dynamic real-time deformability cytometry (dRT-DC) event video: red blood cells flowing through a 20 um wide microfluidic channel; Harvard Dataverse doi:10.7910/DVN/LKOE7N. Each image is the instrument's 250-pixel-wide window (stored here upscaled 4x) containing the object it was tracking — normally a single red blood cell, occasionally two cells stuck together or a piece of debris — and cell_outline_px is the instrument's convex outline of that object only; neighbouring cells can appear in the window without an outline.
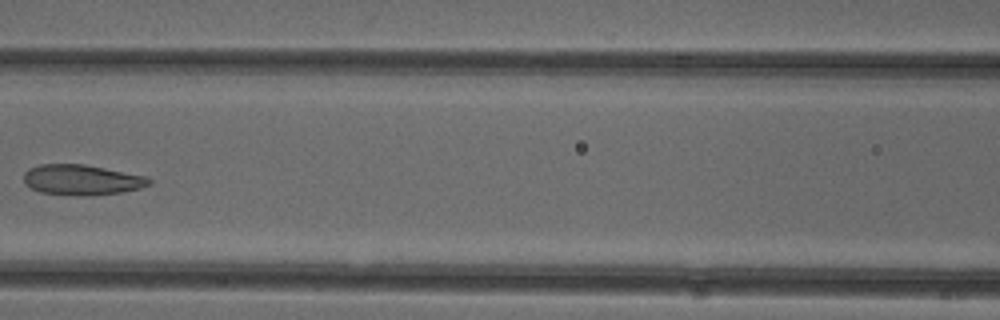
{"species": "common noctule bat (a hibernating species)", "species_latin": "Nyctalus noctula", "temperature_condition": "cold", "stored_images_in_passage": 7, "camera_frame_rate_fps": 3000, "um_per_image_px": 0.085, "animal": {"sex": "female"}, "frame": {"image": 1, "passage_image": 6, "time_ms": 1.667, "image_size_px": [1000, 320], "cell_outline_px": [[152, 184], [140, 188], [120, 192], [92, 196], [88, 196], [40, 192], [24, 184], [24, 172], [28, 168], [40, 164], [84, 164], [148, 176], [152, 180]], "centroid_in_image_um": [6.97, 15.28], "position_along_channel_um": 159.6, "area_um2": 22.31}}
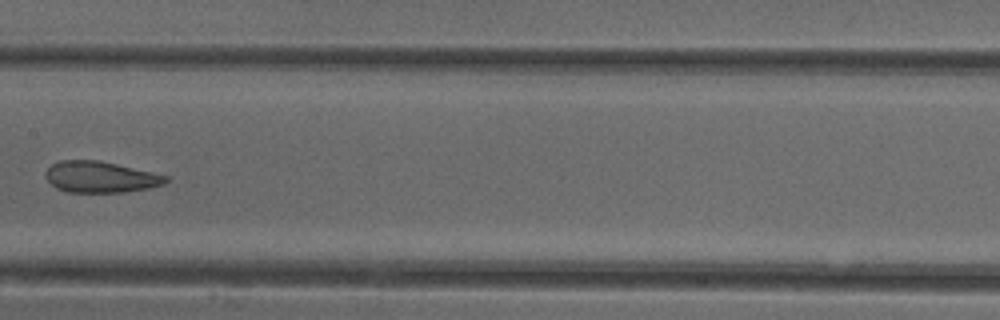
{"frame": {"image": 2, "passage_image": 7, "time_ms": 2.0, "image_size_px": [1000, 320], "cell_outline_px": [[168, 180], [164, 184], [148, 188], [124, 192], [68, 192], [56, 188], [44, 176], [44, 172], [52, 164], [60, 160], [100, 160], [152, 172], [168, 176]], "centroid_in_image_um": [8.52, 15.04], "position_along_channel_um": 198.9, "area_um2": 21.85}}